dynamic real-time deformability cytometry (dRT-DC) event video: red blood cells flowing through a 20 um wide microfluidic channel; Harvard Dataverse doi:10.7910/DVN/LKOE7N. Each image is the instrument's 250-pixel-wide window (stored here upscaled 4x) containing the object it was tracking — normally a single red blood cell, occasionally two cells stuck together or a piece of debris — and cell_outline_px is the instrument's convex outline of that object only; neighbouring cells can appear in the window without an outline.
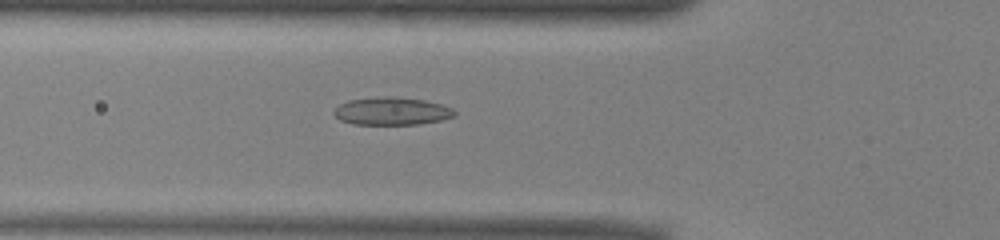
{"species": "common noctule bat (a hibernating species)", "species_latin": "Nyctalus noctula", "temperature_condition": "warm", "stored_images_in_passage": 42, "camera_frame_rate_fps": 3000, "um_per_image_px": 0.085, "animal": {"sex": "male", "body_mass_g": 13.0, "forearm_length_mm": 53.1}, "frame": {"image": 1, "passage_image": 8, "time_ms": 2.333, "image_size_px": [1000, 240], "cell_outline_px": [[456, 116], [440, 120], [420, 124], [352, 124], [340, 120], [332, 112], [340, 104], [348, 100], [380, 96], [392, 96], [424, 100], [440, 104], [452, 108], [456, 112]], "centroid_in_image_um": [33.29, 9.44], "position_along_channel_um": 92.5, "area_um2": 19.54}}
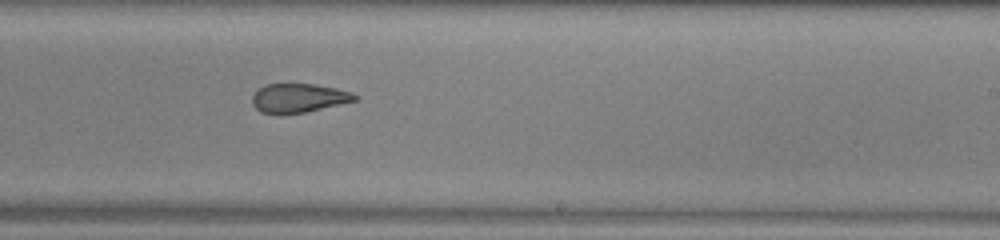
{"frame": {"image": 2, "passage_image": 21, "time_ms": 6.667, "image_size_px": [1000, 240], "cell_outline_px": [[356, 100], [304, 112], [260, 112], [252, 104], [252, 96], [264, 84], [312, 84], [336, 88], [352, 92], [356, 96]], "centroid_in_image_um": [25.37, 8.3], "position_along_channel_um": 263.6, "area_um2": 16.7}}
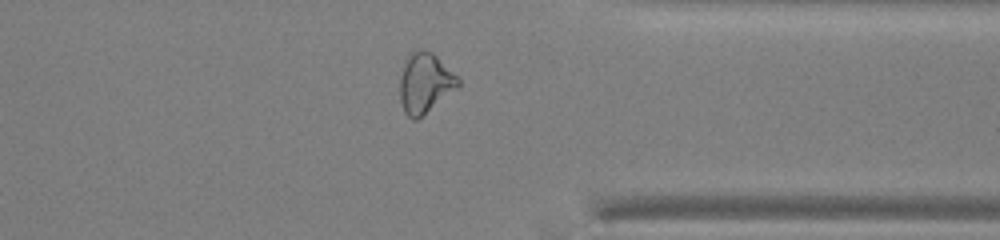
{"frame": {"image": 3, "passage_image": 30, "time_ms": 9.667, "image_size_px": [1000, 240], "cell_outline_px": [[460, 84], [456, 88], [416, 120], [412, 120], [404, 112], [400, 100], [400, 76], [404, 64], [408, 56], [416, 48], [420, 48], [432, 52], [460, 80]], "centroid_in_image_um": [36.08, 7.04], "position_along_channel_um": 375.3, "area_um2": 19.94}, "authors_computed_cell_mechanics": {"area_um2": 19.6809, "velocity_mm_per_s": 3.9502, "shape_relaxation_time_tau1_ms": null, "shape_relaxation_time_tau2_ms": 2.5252, "deformation_change_tau1": null, "deformation_change_tau2": 0.1056}}